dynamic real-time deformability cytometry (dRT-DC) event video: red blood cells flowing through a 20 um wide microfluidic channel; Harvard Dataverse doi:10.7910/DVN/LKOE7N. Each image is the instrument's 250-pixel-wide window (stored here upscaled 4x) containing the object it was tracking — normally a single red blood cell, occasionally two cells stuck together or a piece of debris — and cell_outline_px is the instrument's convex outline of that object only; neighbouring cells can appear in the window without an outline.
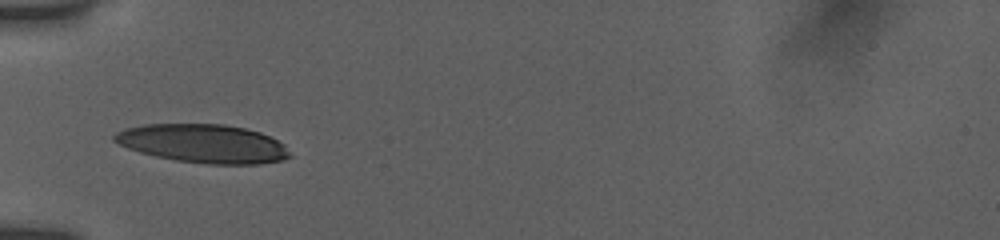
{"species": "human", "species_latin": "Homo sapiens", "temperature_condition": "room temperature", "stored_images_in_passage": 31, "camera_frame_rate_fps": 3000, "um_per_image_px": 0.085, "donor": {"sex": "female"}, "frame": {"image": 1, "passage_image": 1, "time_ms": 0.0, "image_size_px": [1000, 240], "cell_outline_px": [[292, 156], [284, 160], [260, 164], [208, 164], [176, 160], [156, 156], [140, 152], [128, 148], [112, 140], [112, 136], [116, 132], [124, 128], [144, 124], [224, 124], [244, 128], [260, 132], [284, 144]], "centroid_in_image_um": [17.27, 12.2], "position_along_channel_um": 67.7, "area_um2": 39.48}}
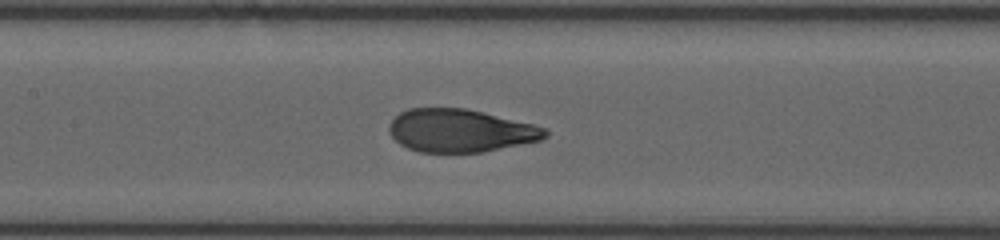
{"frame": {"image": 2, "passage_image": 15, "time_ms": 2.667, "image_size_px": [1000, 240], "cell_outline_px": [[548, 136], [540, 140], [484, 152], [420, 152], [408, 148], [400, 144], [388, 132], [388, 124], [400, 112], [408, 108], [464, 108], [532, 124], [548, 128]], "centroid_in_image_um": [39.11, 11.11], "position_along_channel_um": 168.3, "area_um2": 38.9}}
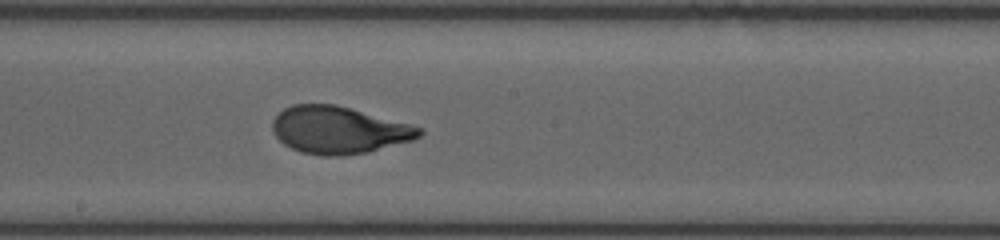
{"frame": {"image": 3, "passage_image": 23, "time_ms": 4.0, "image_size_px": [1000, 240], "cell_outline_px": [[424, 132], [420, 136], [412, 140], [368, 152], [344, 156], [320, 156], [300, 152], [284, 144], [272, 132], [272, 120], [284, 108], [292, 104], [336, 104], [424, 128]], "centroid_in_image_um": [28.78, 11.06], "position_along_channel_um": 219.4, "area_um2": 40.52}}